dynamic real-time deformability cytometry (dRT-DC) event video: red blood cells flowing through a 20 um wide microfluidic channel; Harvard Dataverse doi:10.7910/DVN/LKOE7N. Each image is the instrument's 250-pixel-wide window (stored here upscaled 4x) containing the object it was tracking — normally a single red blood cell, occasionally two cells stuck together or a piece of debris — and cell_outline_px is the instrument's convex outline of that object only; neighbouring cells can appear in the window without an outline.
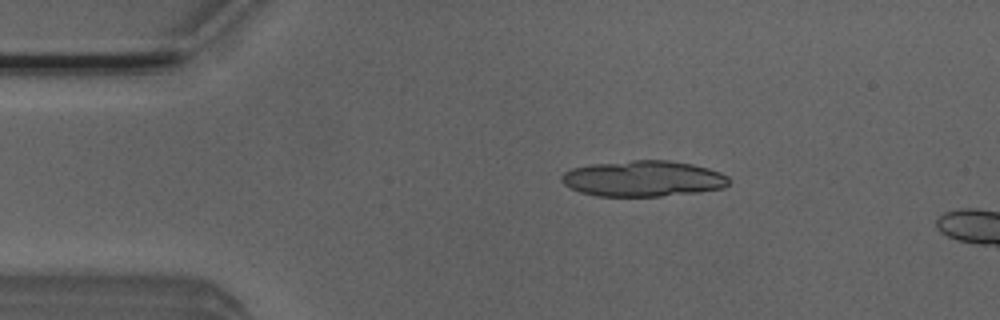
{"species": "Egyptian fruit bat (a non-hibernating species)", "species_latin": "Rousettus aegyptiacus", "temperature_condition": "room temperature", "stored_images_in_passage": 3, "camera_frame_rate_fps": 3000, "um_per_image_px": 0.085, "animal": {"sex": "male"}, "frame": {"image": 1, "passage_image": 2, "time_ms": 0.333, "image_size_px": [1000, 320], "cell_outline_px": [[728, 184], [724, 188], [700, 192], [660, 196], [596, 196], [580, 192], [564, 184], [560, 180], [560, 176], [564, 172], [572, 168], [592, 164], [632, 160], [668, 160], [692, 164], [708, 168], [720, 172], [728, 176]], "centroid_in_image_um": [54.67, 15.18], "position_along_channel_um": 30.3, "area_um2": 35.08}}